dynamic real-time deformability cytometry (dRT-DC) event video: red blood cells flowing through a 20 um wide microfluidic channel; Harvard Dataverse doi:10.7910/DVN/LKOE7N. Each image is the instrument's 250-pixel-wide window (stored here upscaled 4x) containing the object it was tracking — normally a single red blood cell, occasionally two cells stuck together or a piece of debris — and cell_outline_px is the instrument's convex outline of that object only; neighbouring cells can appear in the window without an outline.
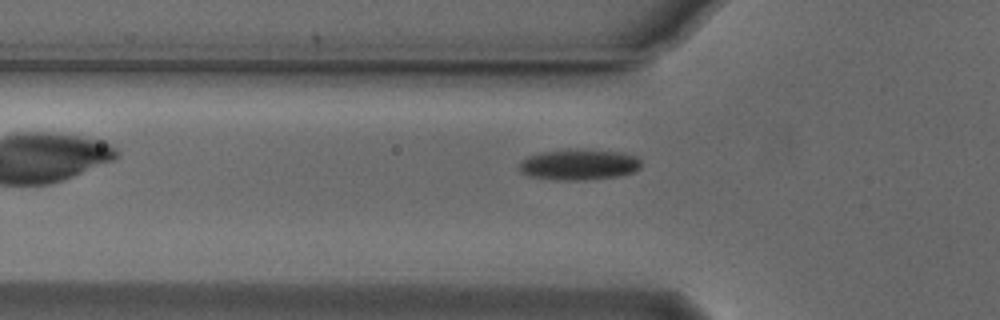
{"species": "Egyptian fruit bat (a non-hibernating species)", "species_latin": "Rousettus aegyptiacus", "temperature_condition": "cold", "stored_images_in_passage": 4, "camera_frame_rate_fps": 3000, "um_per_image_px": 0.085, "animal": {"sex": "male"}, "frame": {"image": 1, "passage_image": 2, "time_ms": 0.333, "image_size_px": [1000, 320], "cell_outline_px": [[640, 168], [636, 172], [616, 176], [584, 180], [556, 180], [528, 176], [520, 172], [516, 168], [520, 160], [528, 156], [540, 152], [576, 148], [624, 152], [636, 156], [640, 160]], "centroid_in_image_um": [49.17, 13.98], "position_along_channel_um": 76.6, "area_um2": 22.43}}